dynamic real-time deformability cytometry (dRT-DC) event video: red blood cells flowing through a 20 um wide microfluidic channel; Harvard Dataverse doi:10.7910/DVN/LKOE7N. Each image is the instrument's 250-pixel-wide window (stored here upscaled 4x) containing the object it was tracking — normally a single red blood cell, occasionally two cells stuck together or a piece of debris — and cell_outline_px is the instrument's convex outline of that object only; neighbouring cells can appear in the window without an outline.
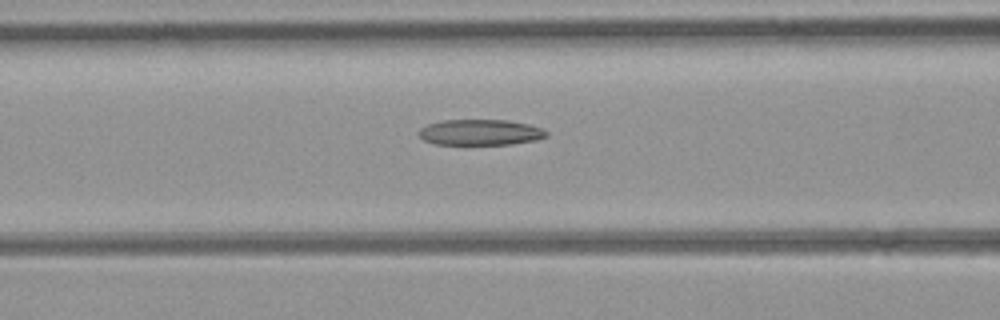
{"species": "common noctule bat (a hibernating species)", "species_latin": "Nyctalus noctula", "temperature_condition": "room temperature", "stored_images_in_passage": 40, "camera_frame_rate_fps": 3000, "um_per_image_px": 0.085, "animal": {"sex": "female", "body_mass_g": 21.9}, "frame": {"image": 1, "passage_image": 20, "time_ms": 6.333, "image_size_px": [1000, 320], "cell_outline_px": [[548, 136], [536, 140], [512, 144], [436, 144], [424, 140], [416, 132], [420, 128], [428, 124], [444, 120], [508, 120], [528, 124], [544, 128], [548, 132]], "centroid_in_image_um": [40.85, 11.24], "position_along_channel_um": 125.7, "area_um2": 19.25}}
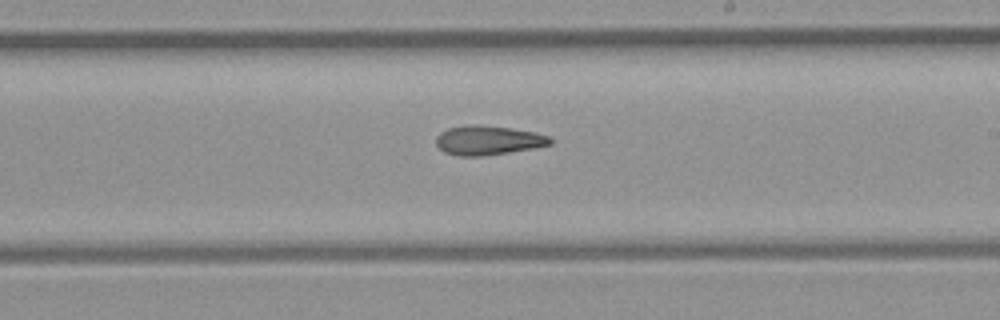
{"frame": {"image": 2, "passage_image": 29, "time_ms": 9.333, "image_size_px": [1000, 320], "cell_outline_px": [[552, 144], [532, 148], [508, 152], [480, 156], [460, 156], [444, 152], [436, 144], [436, 136], [440, 132], [448, 128], [464, 124], [476, 124], [512, 128], [532, 132], [548, 136], [552, 140]], "centroid_in_image_um": [41.44, 11.91], "position_along_channel_um": 247.6, "area_um2": 19.42}}
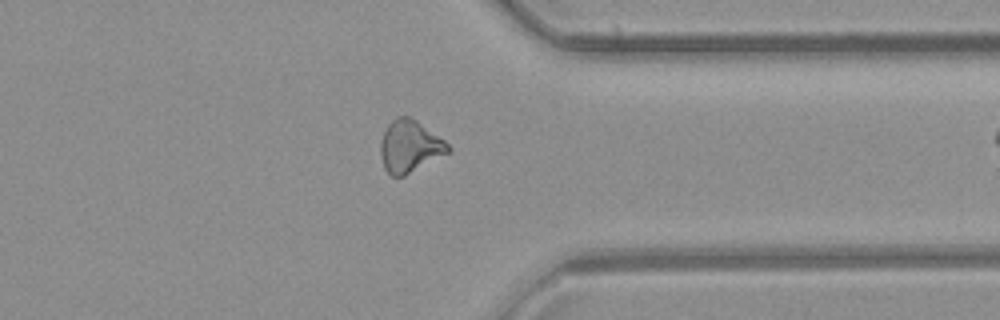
{"frame": {"image": 3, "passage_image": 39, "time_ms": 12.667, "image_size_px": [1000, 320], "cell_outline_px": [[452, 148], [448, 152], [404, 176], [392, 176], [384, 168], [380, 156], [380, 144], [384, 132], [388, 124], [396, 116], [408, 116], [416, 120], [444, 140]], "centroid_in_image_um": [34.8, 12.43], "position_along_channel_um": 376.6, "area_um2": 20.23}}